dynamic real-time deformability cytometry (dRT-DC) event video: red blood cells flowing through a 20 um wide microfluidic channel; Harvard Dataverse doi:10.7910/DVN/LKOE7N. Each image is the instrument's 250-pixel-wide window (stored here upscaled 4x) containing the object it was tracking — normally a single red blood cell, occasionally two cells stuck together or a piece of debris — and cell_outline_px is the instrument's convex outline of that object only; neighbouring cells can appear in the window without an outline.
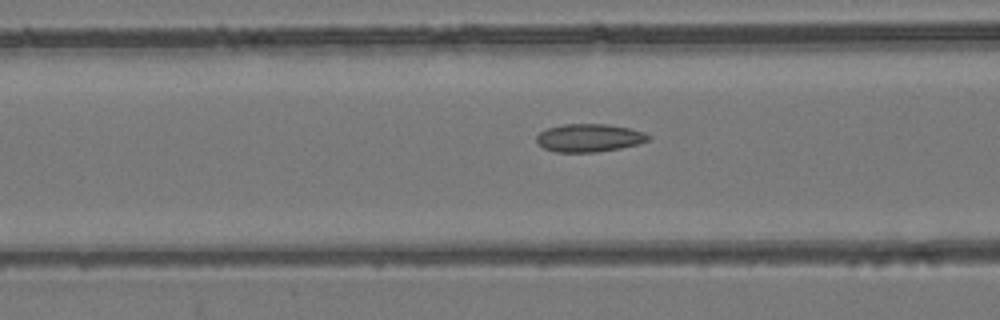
{"species": "common noctule bat (a hibernating species)", "species_latin": "Nyctalus noctula", "temperature_condition": "room temperature", "stored_images_in_passage": 52, "camera_frame_rate_fps": 3000, "um_per_image_px": 0.085, "animal": {"sex": "female", "body_mass_g": 24.6, "forearm_length_mm": 56.2}, "frame": {"image": 1, "passage_image": 19, "time_ms": 6.0, "image_size_px": [1000, 320], "cell_outline_px": [[652, 136], [648, 140], [636, 144], [620, 148], [596, 152], [556, 152], [544, 148], [536, 140], [536, 136], [540, 132], [548, 128], [564, 124], [608, 124], [628, 128], [644, 132]], "centroid_in_image_um": [50.08, 11.71], "position_along_channel_um": 116.5, "area_um2": 18.09}}
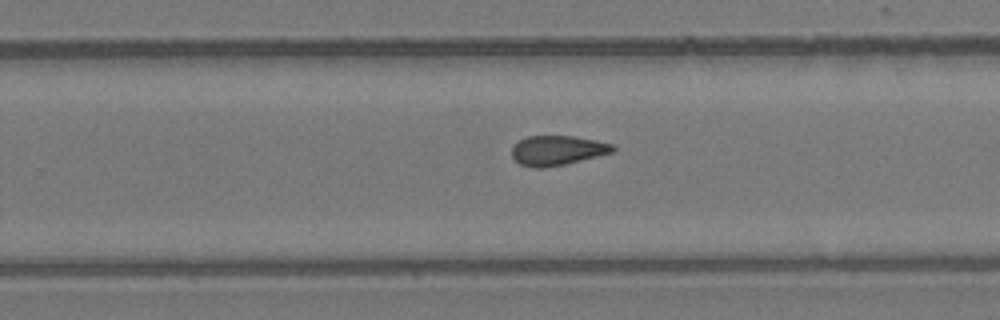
{"frame": {"image": 2, "passage_image": 32, "time_ms": 10.333, "image_size_px": [1000, 320], "cell_outline_px": [[616, 152], [564, 164], [540, 168], [536, 168], [520, 164], [512, 156], [512, 144], [528, 136], [572, 136], [596, 140], [612, 144], [616, 148]], "centroid_in_image_um": [47.39, 12.78], "position_along_channel_um": 282.4, "area_um2": 17.46}}
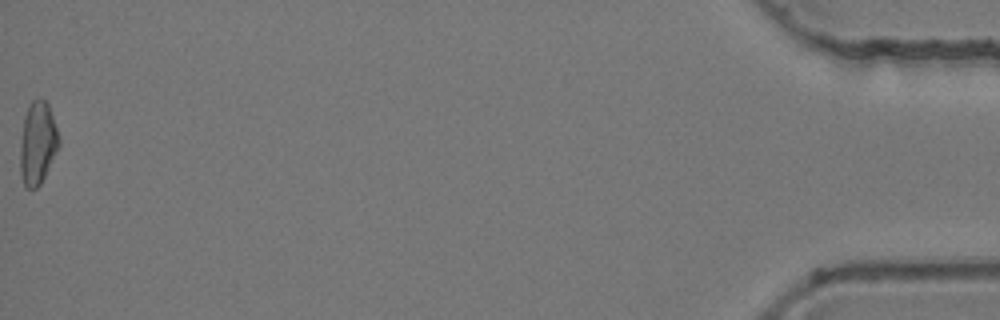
{"frame": {"image": 3, "passage_image": 52, "time_ms": 17.0, "image_size_px": [1000, 320], "cell_outline_px": [[60, 144], [40, 184], [36, 188], [24, 188], [20, 172], [20, 144], [24, 116], [32, 100], [40, 96], [48, 104], [60, 140]], "centroid_in_image_um": [3.18, 12.16], "position_along_channel_um": 432.0, "area_um2": 18.55}, "authors_computed_cell_mechanics": {"area_um2": 18.0047, "velocity_mm_per_s": 3.846, "shape_relaxation_time_tau1_ms": null, "shape_relaxation_time_tau2_ms": 2.6455, "deformation_change_tau1": null, "deformation_change_tau2": 0.1011}}